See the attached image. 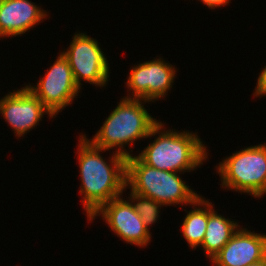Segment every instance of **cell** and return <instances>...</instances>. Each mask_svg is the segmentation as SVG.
Returning <instances> with one entry per match:
<instances>
[{"instance_id":"obj_11","label":"cell","mask_w":266,"mask_h":266,"mask_svg":"<svg viewBox=\"0 0 266 266\" xmlns=\"http://www.w3.org/2000/svg\"><path fill=\"white\" fill-rule=\"evenodd\" d=\"M266 257V235L240 227L211 260L215 266H247Z\"/></svg>"},{"instance_id":"obj_9","label":"cell","mask_w":266,"mask_h":266,"mask_svg":"<svg viewBox=\"0 0 266 266\" xmlns=\"http://www.w3.org/2000/svg\"><path fill=\"white\" fill-rule=\"evenodd\" d=\"M102 216L111 231L128 244L146 247L151 241V233L145 227L143 220L137 214L136 209L129 199L121 196L103 204L89 219Z\"/></svg>"},{"instance_id":"obj_14","label":"cell","mask_w":266,"mask_h":266,"mask_svg":"<svg viewBox=\"0 0 266 266\" xmlns=\"http://www.w3.org/2000/svg\"><path fill=\"white\" fill-rule=\"evenodd\" d=\"M193 209L183 220L181 226L182 235L192 249L200 246L203 242L208 222V200L201 195L190 205Z\"/></svg>"},{"instance_id":"obj_16","label":"cell","mask_w":266,"mask_h":266,"mask_svg":"<svg viewBox=\"0 0 266 266\" xmlns=\"http://www.w3.org/2000/svg\"><path fill=\"white\" fill-rule=\"evenodd\" d=\"M254 97L266 96V65L262 68L255 87Z\"/></svg>"},{"instance_id":"obj_12","label":"cell","mask_w":266,"mask_h":266,"mask_svg":"<svg viewBox=\"0 0 266 266\" xmlns=\"http://www.w3.org/2000/svg\"><path fill=\"white\" fill-rule=\"evenodd\" d=\"M48 17L30 0H3L0 5V38L25 34Z\"/></svg>"},{"instance_id":"obj_3","label":"cell","mask_w":266,"mask_h":266,"mask_svg":"<svg viewBox=\"0 0 266 266\" xmlns=\"http://www.w3.org/2000/svg\"><path fill=\"white\" fill-rule=\"evenodd\" d=\"M146 103L149 101L125 97L120 99L94 137L88 140L104 150L115 148L116 153L126 158L133 155L130 153L133 150L124 149L125 145L132 148L134 141L148 138L151 129L160 121L148 113L144 107Z\"/></svg>"},{"instance_id":"obj_18","label":"cell","mask_w":266,"mask_h":266,"mask_svg":"<svg viewBox=\"0 0 266 266\" xmlns=\"http://www.w3.org/2000/svg\"><path fill=\"white\" fill-rule=\"evenodd\" d=\"M247 266H266V257L262 261L247 265Z\"/></svg>"},{"instance_id":"obj_5","label":"cell","mask_w":266,"mask_h":266,"mask_svg":"<svg viewBox=\"0 0 266 266\" xmlns=\"http://www.w3.org/2000/svg\"><path fill=\"white\" fill-rule=\"evenodd\" d=\"M215 168L222 188L249 193L254 198L266 194V144L241 149Z\"/></svg>"},{"instance_id":"obj_2","label":"cell","mask_w":266,"mask_h":266,"mask_svg":"<svg viewBox=\"0 0 266 266\" xmlns=\"http://www.w3.org/2000/svg\"><path fill=\"white\" fill-rule=\"evenodd\" d=\"M164 125L159 121L151 129L148 137L157 134L158 137L137 157L150 167L179 174L194 171L203 165L207 160L208 150L201 138L187 130H166Z\"/></svg>"},{"instance_id":"obj_1","label":"cell","mask_w":266,"mask_h":266,"mask_svg":"<svg viewBox=\"0 0 266 266\" xmlns=\"http://www.w3.org/2000/svg\"><path fill=\"white\" fill-rule=\"evenodd\" d=\"M78 141L81 201L89 219L103 204L125 192L126 157L114 151L108 163L100 152L109 150L94 146L86 134L80 135Z\"/></svg>"},{"instance_id":"obj_8","label":"cell","mask_w":266,"mask_h":266,"mask_svg":"<svg viewBox=\"0 0 266 266\" xmlns=\"http://www.w3.org/2000/svg\"><path fill=\"white\" fill-rule=\"evenodd\" d=\"M175 74V66L167 63L161 57L135 65L130 70L126 82L127 88L132 94L128 93L125 98L142 99L149 102L164 98L172 88Z\"/></svg>"},{"instance_id":"obj_7","label":"cell","mask_w":266,"mask_h":266,"mask_svg":"<svg viewBox=\"0 0 266 266\" xmlns=\"http://www.w3.org/2000/svg\"><path fill=\"white\" fill-rule=\"evenodd\" d=\"M36 84V86L31 84L26 86L55 117L66 106L71 105L80 92L69 62L61 51L44 77Z\"/></svg>"},{"instance_id":"obj_15","label":"cell","mask_w":266,"mask_h":266,"mask_svg":"<svg viewBox=\"0 0 266 266\" xmlns=\"http://www.w3.org/2000/svg\"><path fill=\"white\" fill-rule=\"evenodd\" d=\"M129 195L130 197L128 198L132 201L137 214L143 220L145 227L150 231L149 226L157 222L160 216L159 209L163 205L160 202L136 193H130Z\"/></svg>"},{"instance_id":"obj_13","label":"cell","mask_w":266,"mask_h":266,"mask_svg":"<svg viewBox=\"0 0 266 266\" xmlns=\"http://www.w3.org/2000/svg\"><path fill=\"white\" fill-rule=\"evenodd\" d=\"M208 200V222L202 244L205 256L211 261L240 228L238 221L225 218L214 210Z\"/></svg>"},{"instance_id":"obj_6","label":"cell","mask_w":266,"mask_h":266,"mask_svg":"<svg viewBox=\"0 0 266 266\" xmlns=\"http://www.w3.org/2000/svg\"><path fill=\"white\" fill-rule=\"evenodd\" d=\"M99 45L96 39L79 32L72 37L70 46L61 52L68 60L80 89L82 80L102 88L109 81V63Z\"/></svg>"},{"instance_id":"obj_4","label":"cell","mask_w":266,"mask_h":266,"mask_svg":"<svg viewBox=\"0 0 266 266\" xmlns=\"http://www.w3.org/2000/svg\"><path fill=\"white\" fill-rule=\"evenodd\" d=\"M152 200L163 206L191 205L200 195L176 172H169L150 167L136 155L126 158V189Z\"/></svg>"},{"instance_id":"obj_10","label":"cell","mask_w":266,"mask_h":266,"mask_svg":"<svg viewBox=\"0 0 266 266\" xmlns=\"http://www.w3.org/2000/svg\"><path fill=\"white\" fill-rule=\"evenodd\" d=\"M45 113L49 118L54 117L26 85L0 99V114L17 138L37 127Z\"/></svg>"},{"instance_id":"obj_17","label":"cell","mask_w":266,"mask_h":266,"mask_svg":"<svg viewBox=\"0 0 266 266\" xmlns=\"http://www.w3.org/2000/svg\"><path fill=\"white\" fill-rule=\"evenodd\" d=\"M205 4L209 9H216L224 5H228L230 0H200Z\"/></svg>"}]
</instances>
